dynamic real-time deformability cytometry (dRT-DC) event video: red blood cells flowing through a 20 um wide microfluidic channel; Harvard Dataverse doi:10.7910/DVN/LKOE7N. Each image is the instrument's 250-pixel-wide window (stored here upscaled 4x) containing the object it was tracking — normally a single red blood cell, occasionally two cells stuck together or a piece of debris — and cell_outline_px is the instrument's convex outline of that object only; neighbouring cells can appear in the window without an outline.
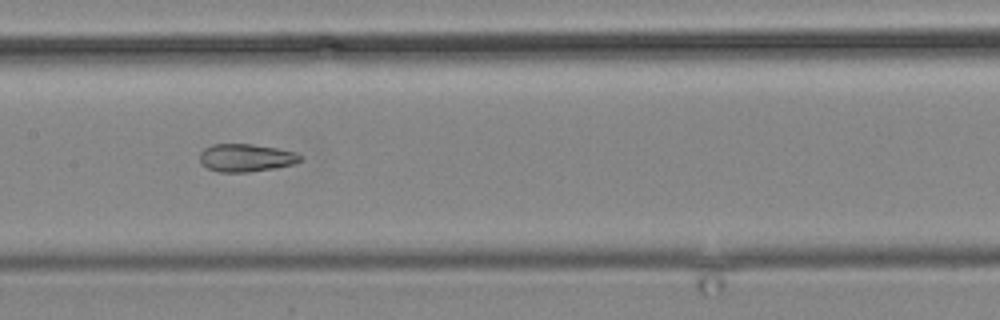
{"species": "common noctule bat (a hibernating species)", "species_latin": "Nyctalus noctula", "temperature_condition": "cold", "stored_images_in_passage": 10, "camera_frame_rate_fps": 3000, "um_per_image_px": 0.085, "animal": {"sex": "male", "body_mass_g": 19.2, "forearm_length_mm": 51.8}, "frame": {"image": 1, "passage_image": 9, "time_ms": 9.667, "image_size_px": [1000, 320], "cell_outline_px": [[304, 156], [296, 164], [276, 168], [248, 172], [220, 172], [208, 168], [200, 164], [200, 152], [204, 148], [212, 144], [252, 144], [276, 148], [296, 152]], "centroid_in_image_um": [20.92, 13.41], "position_along_channel_um": 186.5, "area_um2": 16.47}}
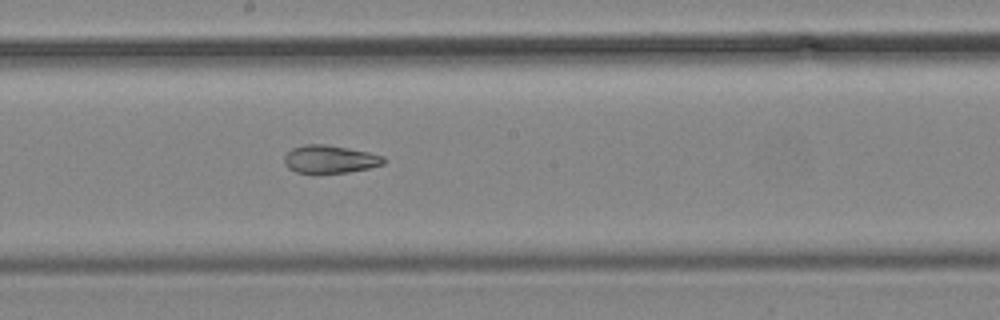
{"frame": {"image": 2, "passage_image": 10, "time_ms": 10.667, "image_size_px": [1000, 320], "cell_outline_px": [[384, 164], [368, 168], [348, 172], [296, 172], [288, 168], [284, 164], [284, 156], [292, 148], [304, 144], [324, 144], [348, 148], [368, 152], [384, 156]], "centroid_in_image_um": [28.02, 13.52], "position_along_channel_um": 220.2, "area_um2": 15.95}}